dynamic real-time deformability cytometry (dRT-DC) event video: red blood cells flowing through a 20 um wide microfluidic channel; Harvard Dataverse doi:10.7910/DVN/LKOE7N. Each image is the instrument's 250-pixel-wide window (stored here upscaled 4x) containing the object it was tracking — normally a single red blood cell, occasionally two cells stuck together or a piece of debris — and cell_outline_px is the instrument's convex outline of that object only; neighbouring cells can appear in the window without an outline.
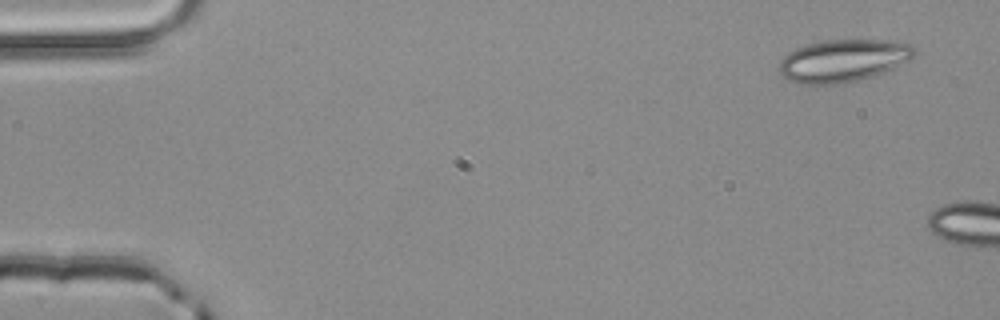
{"species": "common noctule bat (a hibernating species)", "species_latin": "Nyctalus noctula", "temperature_condition": "room temperature", "stored_images_in_passage": 2, "camera_frame_rate_fps": 3000, "um_per_image_px": 0.085, "animal": {"sex": "male", "body_mass_g": 20.4}, "frame": {"image": 1, "passage_image": 1, "time_ms": 0.0, "image_size_px": [1000, 320], "cell_outline_px": [[916, 56], [884, 72], [872, 76], [856, 80], [836, 84], [804, 84], [788, 80], [780, 76], [780, 60], [788, 52], [796, 48], [808, 44], [824, 40], [884, 40], [912, 44], [916, 48]], "centroid_in_image_um": [71.66, 5.14], "position_along_channel_um": 13.3, "area_um2": 33.35}}